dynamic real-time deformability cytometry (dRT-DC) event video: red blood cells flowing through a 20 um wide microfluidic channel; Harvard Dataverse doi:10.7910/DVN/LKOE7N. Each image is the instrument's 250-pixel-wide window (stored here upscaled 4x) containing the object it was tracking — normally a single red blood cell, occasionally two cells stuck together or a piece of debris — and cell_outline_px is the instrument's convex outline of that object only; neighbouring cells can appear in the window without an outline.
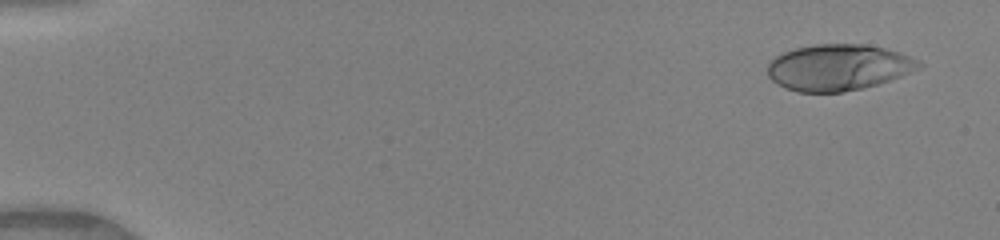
{"species": "human", "species_latin": "Homo sapiens", "temperature_condition": "warm", "stored_images_in_passage": 25, "camera_frame_rate_fps": 3000, "um_per_image_px": 0.085, "donor": {"sex": "female"}, "frame": {"image": 1, "passage_image": 3, "time_ms": 0.667, "image_size_px": [1000, 240], "cell_outline_px": [[924, 64], [920, 68], [912, 72], [876, 84], [844, 92], [796, 92], [784, 88], [772, 80], [768, 76], [768, 64], [776, 56], [784, 52], [796, 48], [816, 44], [864, 44], [884, 48], [900, 52], [920, 60]], "centroid_in_image_um": [71.27, 5.72], "position_along_channel_um": 13.7, "area_um2": 40.69}}
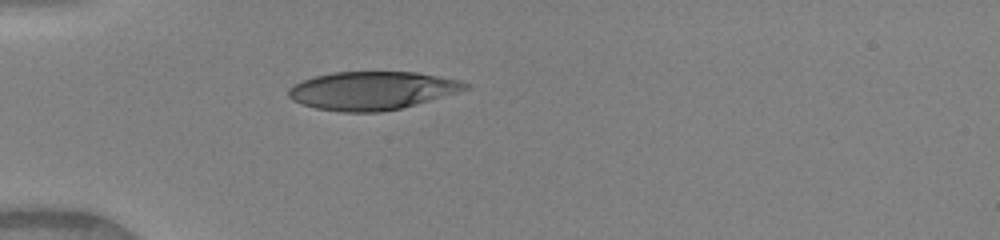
{"frame": {"image": 2, "passage_image": 13, "time_ms": 4.0, "image_size_px": [1000, 240], "cell_outline_px": [[472, 88], [416, 104], [400, 108], [380, 112], [340, 112], [316, 108], [300, 104], [292, 100], [288, 96], [288, 88], [304, 80], [316, 76], [332, 72], [416, 72], [460, 80], [472, 84]], "centroid_in_image_um": [31.65, 7.7], "position_along_channel_um": 53.4, "area_um2": 39.42}}
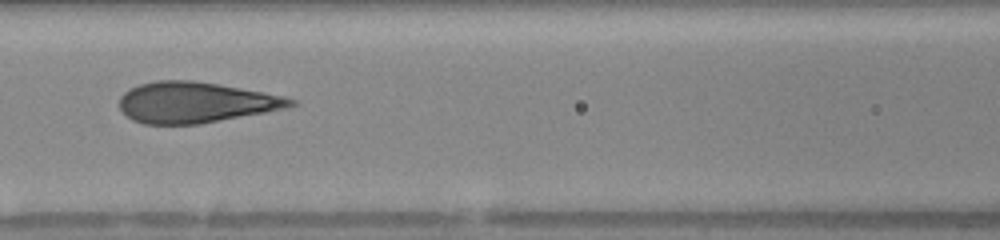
{"frame": {"image": 3, "passage_image": 19, "time_ms": 6.0, "image_size_px": [1000, 240], "cell_outline_px": [[296, 104], [288, 108], [200, 124], [144, 124], [132, 120], [120, 108], [120, 96], [124, 92], [140, 84], [156, 80], [192, 80], [264, 92], [284, 96], [296, 100]], "centroid_in_image_um": [16.63, 8.71], "position_along_channel_um": 150.0, "area_um2": 40.52}}